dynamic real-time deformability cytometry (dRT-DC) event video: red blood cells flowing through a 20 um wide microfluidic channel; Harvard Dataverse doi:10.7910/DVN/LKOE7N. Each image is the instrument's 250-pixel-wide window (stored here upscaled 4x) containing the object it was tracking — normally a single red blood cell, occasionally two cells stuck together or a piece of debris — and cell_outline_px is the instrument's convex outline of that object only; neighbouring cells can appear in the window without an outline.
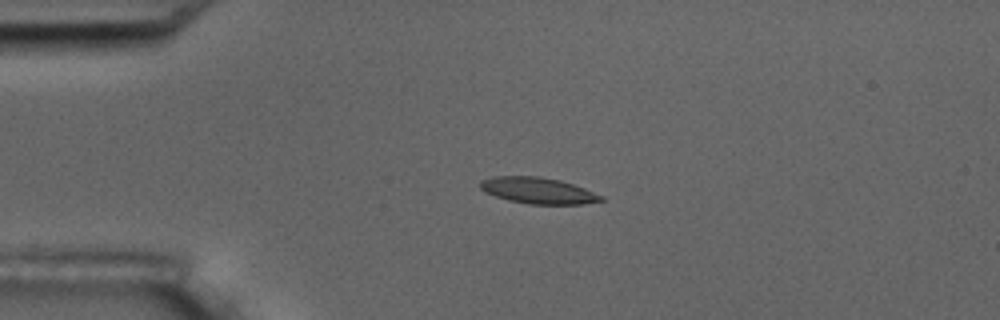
{"species": "common noctule bat (a hibernating species)", "species_latin": "Nyctalus noctula", "temperature_condition": "room temperature", "stored_images_in_passage": 6, "camera_frame_rate_fps": 3000, "um_per_image_px": 0.085, "animal": {"sex": "male", "body_mass_g": 17.5, "forearm_length_mm": 52.3}, "frame": {"image": 1, "passage_image": 4, "time_ms": 4.0, "image_size_px": [1000, 320], "cell_outline_px": [[604, 200], [580, 204], [528, 204], [508, 200], [484, 192], [480, 188], [480, 180], [492, 176], [540, 176], [560, 180], [584, 188], [604, 196]], "centroid_in_image_um": [45.7, 16.19], "position_along_channel_um": 39.3, "area_um2": 18.5}}